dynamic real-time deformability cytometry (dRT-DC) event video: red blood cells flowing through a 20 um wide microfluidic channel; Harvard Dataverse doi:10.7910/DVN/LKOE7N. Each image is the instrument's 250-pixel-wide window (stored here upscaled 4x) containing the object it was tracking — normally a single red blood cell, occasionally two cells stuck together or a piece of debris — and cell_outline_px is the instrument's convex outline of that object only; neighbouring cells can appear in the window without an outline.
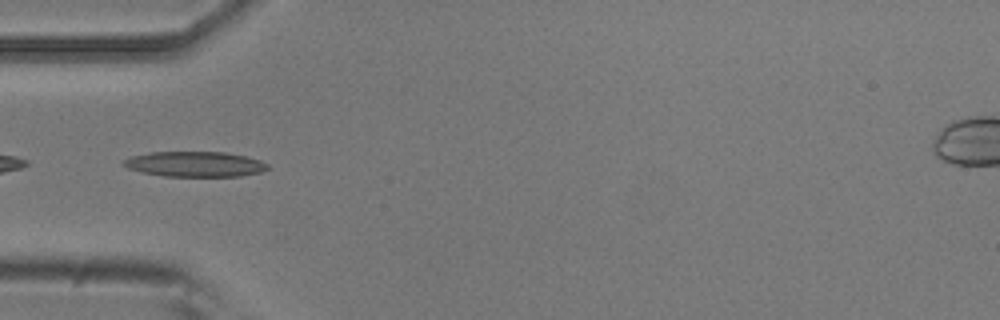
{"species": "common noctule bat (a hibernating species)", "species_latin": "Nyctalus noctula", "temperature_condition": "room temperature", "stored_images_in_passage": 4, "camera_frame_rate_fps": 3000, "um_per_image_px": 0.085, "animal": {"sex": "male", "body_mass_g": 20.5, "forearm_length_mm": 52.5}, "frame": {"image": 1, "passage_image": 4, "time_ms": 1.0, "image_size_px": [1000, 320], "cell_outline_px": [[268, 168], [260, 172], [240, 176], [164, 176], [144, 172], [128, 168], [120, 164], [124, 160], [132, 156], [152, 152], [224, 152], [244, 156], [260, 160], [268, 164]], "centroid_in_image_um": [16.56, 13.95], "position_along_channel_um": 68.4, "area_um2": 20.98}}